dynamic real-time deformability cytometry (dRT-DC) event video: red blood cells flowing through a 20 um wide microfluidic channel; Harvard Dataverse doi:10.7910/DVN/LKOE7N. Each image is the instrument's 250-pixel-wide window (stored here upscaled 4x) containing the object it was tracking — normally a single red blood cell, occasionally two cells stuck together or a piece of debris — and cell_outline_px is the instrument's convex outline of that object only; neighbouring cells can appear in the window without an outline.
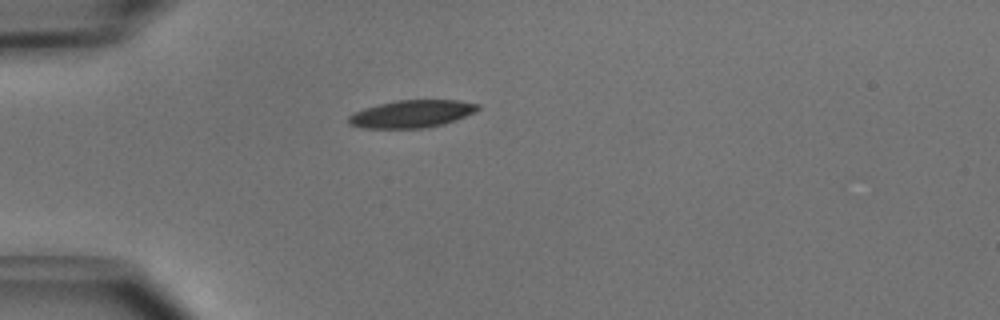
{"species": "common noctule bat (a hibernating species)", "species_latin": "Nyctalus noctula", "temperature_condition": "cold", "stored_images_in_passage": 37, "camera_frame_rate_fps": 3000, "um_per_image_px": 0.085, "animal": {"sex": "male", "body_mass_g": 15.6}, "frame": {"image": 1, "passage_image": 1, "time_ms": 0.0, "image_size_px": [1000, 320], "cell_outline_px": [[480, 108], [476, 112], [456, 120], [444, 124], [428, 128], [360, 128], [348, 124], [348, 116], [352, 112], [364, 108], [396, 100], [460, 100], [480, 104]], "centroid_in_image_um": [35.01, 9.68], "position_along_channel_um": 50.0, "area_um2": 21.04}}
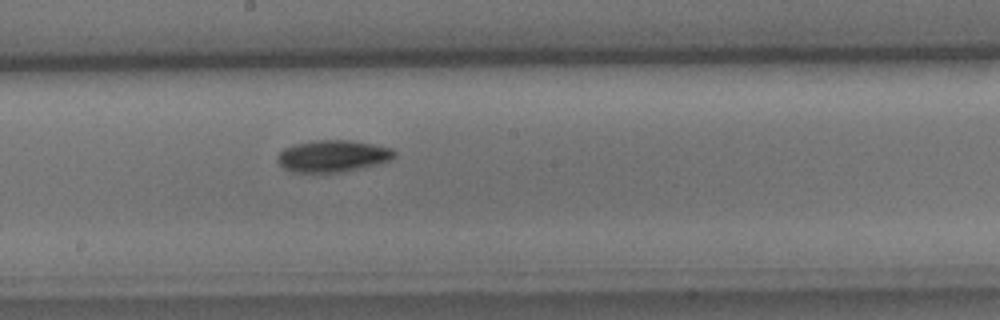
{"frame": {"image": 2, "passage_image": 15, "time_ms": 4.667, "image_size_px": [1000, 320], "cell_outline_px": [[396, 156], [380, 164], [340, 172], [292, 172], [284, 168], [276, 160], [276, 156], [284, 148], [296, 144], [316, 140], [352, 140], [376, 144], [392, 148], [396, 152]], "centroid_in_image_um": [28.3, 13.26], "position_along_channel_um": 219.9, "area_um2": 21.79}}
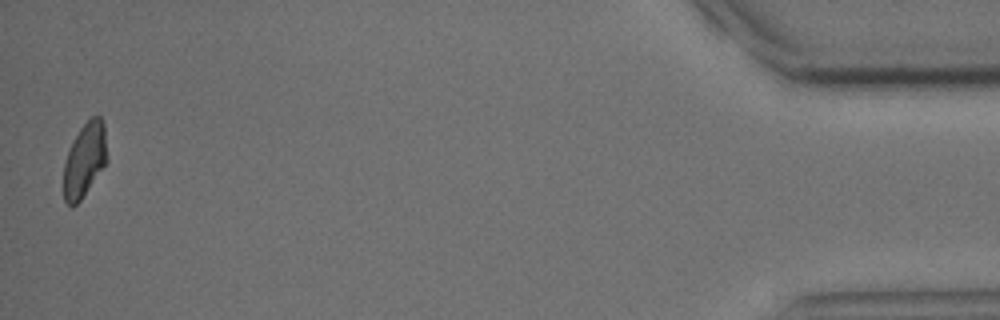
{"frame": {"image": 3, "passage_image": 37, "time_ms": 12.0, "image_size_px": [1000, 320], "cell_outline_px": [[108, 160], [80, 200], [72, 208], [64, 200], [64, 164], [68, 152], [80, 128], [92, 116], [100, 116], [104, 124]], "centroid_in_image_um": [7.21, 13.59], "position_along_channel_um": 428.0, "area_um2": 18.44}, "authors_computed_cell_mechanics": {"area_um2": 20.808, "velocity_mm_per_s": 3.9703, "shape_relaxation_time_tau1_ms": 3.1249, "shape_relaxation_time_tau2_ms": null, "deformation_change_tau1": 0.1072, "deformation_change_tau2": null}}